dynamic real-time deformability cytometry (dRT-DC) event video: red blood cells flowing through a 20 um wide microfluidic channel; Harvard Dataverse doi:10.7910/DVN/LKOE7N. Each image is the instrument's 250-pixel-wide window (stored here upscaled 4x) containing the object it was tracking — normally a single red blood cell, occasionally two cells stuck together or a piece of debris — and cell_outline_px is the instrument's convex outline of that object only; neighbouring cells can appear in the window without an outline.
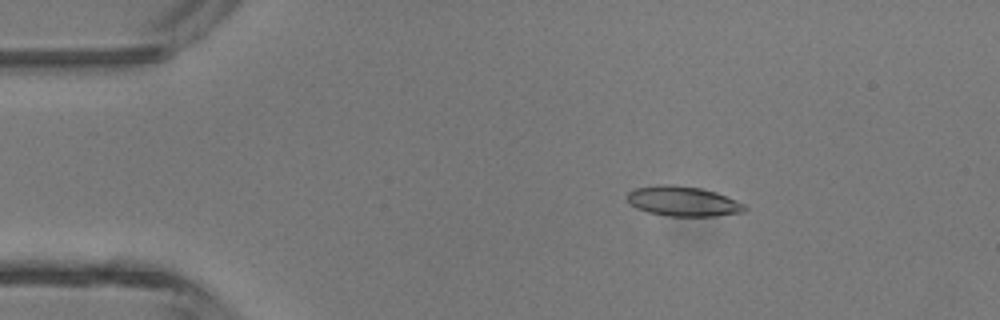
{"species": "common noctule bat (a hibernating species)", "species_latin": "Nyctalus noctula", "temperature_condition": "room temperature", "stored_images_in_passage": 4, "camera_frame_rate_fps": 3000, "um_per_image_px": 0.085, "animal": {"sex": "male", "body_mass_g": 13.3}, "frame": {"image": 1, "passage_image": 3, "time_ms": 0.667, "image_size_px": [1000, 320], "cell_outline_px": [[748, 208], [744, 212], [716, 216], [668, 216], [648, 212], [636, 208], [628, 200], [628, 192], [636, 188], [656, 184], [672, 184], [700, 188], [716, 192], [736, 200], [744, 204]], "centroid_in_image_um": [58.07, 17.1], "position_along_channel_um": 26.9, "area_um2": 20.52}}
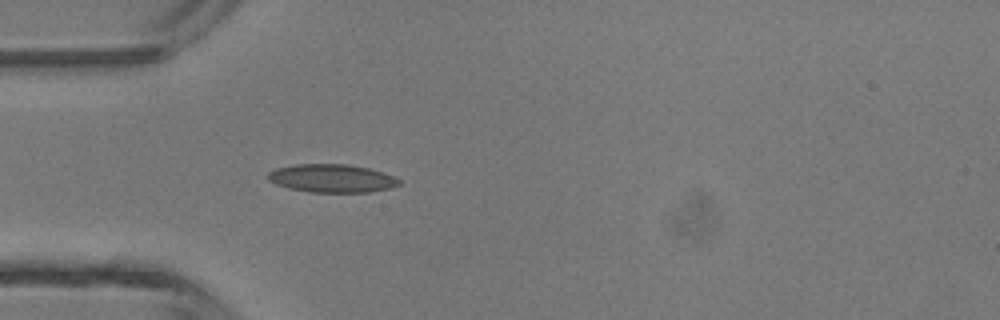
{"frame": {"image": 2, "passage_image": 4, "time_ms": 1.0, "image_size_px": [1000, 320], "cell_outline_px": [[400, 184], [388, 188], [368, 192], [308, 192], [288, 188], [276, 184], [268, 180], [264, 176], [268, 172], [276, 168], [296, 164], [348, 164], [368, 168], [392, 176], [400, 180]], "centroid_in_image_um": [28.13, 15.15], "position_along_channel_um": 56.9, "area_um2": 21.5}}